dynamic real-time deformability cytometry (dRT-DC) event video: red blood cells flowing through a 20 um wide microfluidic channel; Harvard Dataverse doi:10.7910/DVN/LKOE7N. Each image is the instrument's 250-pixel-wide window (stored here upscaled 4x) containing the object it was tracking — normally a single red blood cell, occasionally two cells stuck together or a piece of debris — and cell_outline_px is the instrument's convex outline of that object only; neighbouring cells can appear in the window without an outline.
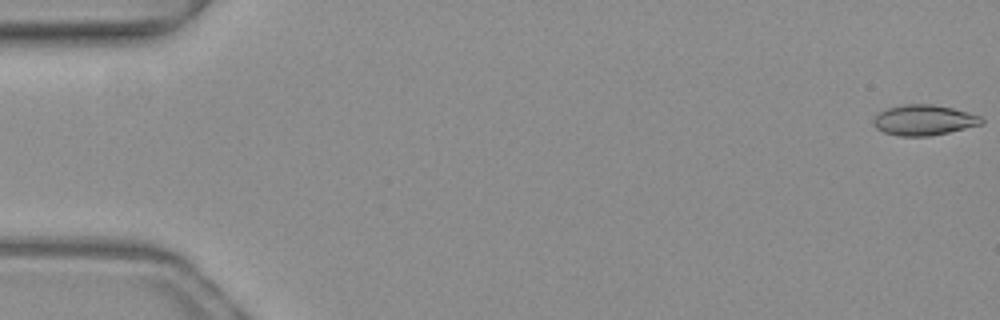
{"species": "common noctule bat (a hibernating species)", "species_latin": "Nyctalus noctula", "temperature_condition": "warm", "stored_images_in_passage": 9, "camera_frame_rate_fps": 3000, "um_per_image_px": 0.085, "animal": {"sex": "female", "body_mass_g": 19.3, "forearm_length_mm": 54.1}, "frame": {"image": 1, "passage_image": 1, "time_ms": 0.0, "image_size_px": [1000, 320], "cell_outline_px": [[984, 124], [948, 132], [928, 136], [900, 136], [884, 132], [876, 128], [872, 124], [872, 120], [880, 112], [888, 108], [900, 104], [932, 104], [952, 108], [968, 112], [980, 116], [984, 120]], "centroid_in_image_um": [78.53, 10.2], "position_along_channel_um": 6.5, "area_um2": 19.19}}